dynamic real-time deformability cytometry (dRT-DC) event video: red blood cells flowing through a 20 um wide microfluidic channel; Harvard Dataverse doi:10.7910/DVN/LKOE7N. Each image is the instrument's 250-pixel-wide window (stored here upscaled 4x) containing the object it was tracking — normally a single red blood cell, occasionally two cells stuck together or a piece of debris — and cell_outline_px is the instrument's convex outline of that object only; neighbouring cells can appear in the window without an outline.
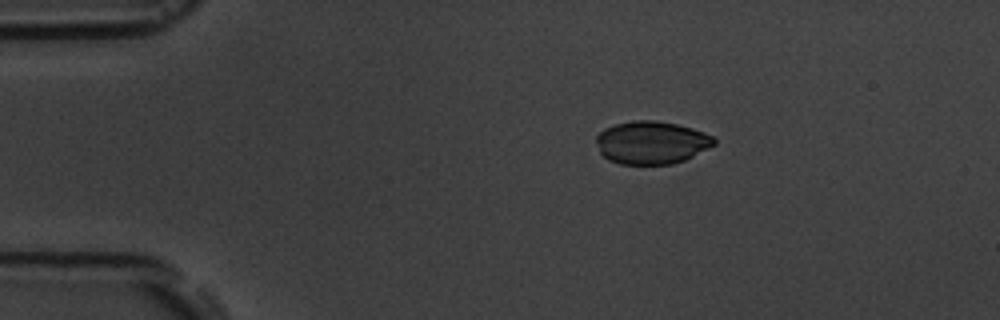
{"species": "common noctule bat (a hibernating species)", "species_latin": "Nyctalus noctula", "temperature_condition": "room temperature", "stored_images_in_passage": 3, "camera_frame_rate_fps": 3000, "um_per_image_px": 0.085, "animal": {"sex": "male", "body_mass_g": 19.5, "forearm_length_mm": 54.6}, "frame": {"image": 1, "passage_image": 1, "time_ms": 0.0, "image_size_px": [1000, 320], "cell_outline_px": [[716, 144], [684, 160], [672, 164], [620, 164], [608, 160], [600, 152], [596, 140], [596, 136], [604, 128], [616, 124], [632, 120], [656, 120], [676, 124], [692, 128], [704, 132], [712, 136], [716, 140]], "centroid_in_image_um": [55.37, 12.11], "position_along_channel_um": 29.6, "area_um2": 29.42}}